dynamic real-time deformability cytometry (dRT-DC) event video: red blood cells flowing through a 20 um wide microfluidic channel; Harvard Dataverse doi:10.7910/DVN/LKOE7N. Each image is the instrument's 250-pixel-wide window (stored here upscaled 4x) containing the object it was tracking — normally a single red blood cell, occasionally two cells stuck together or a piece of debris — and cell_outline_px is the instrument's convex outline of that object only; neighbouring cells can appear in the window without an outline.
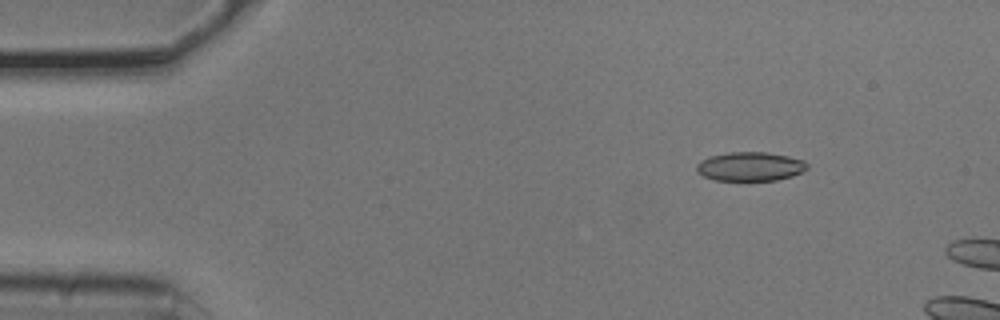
{"species": "common noctule bat (a hibernating species)", "species_latin": "Nyctalus noctula", "temperature_condition": "cold", "stored_images_in_passage": 3, "camera_frame_rate_fps": 3000, "um_per_image_px": 0.085, "animal": {"sex": "male", "body_mass_g": 20.5, "forearm_length_mm": 52.5}, "frame": {"image": 1, "passage_image": 2, "time_ms": 0.333, "image_size_px": [1000, 320], "cell_outline_px": [[808, 168], [792, 176], [776, 180], [712, 180], [704, 176], [696, 168], [696, 164], [700, 160], [712, 156], [728, 152], [768, 152], [788, 156], [804, 160], [808, 164]], "centroid_in_image_um": [63.78, 14.14], "position_along_channel_um": 21.2, "area_um2": 18.61}}